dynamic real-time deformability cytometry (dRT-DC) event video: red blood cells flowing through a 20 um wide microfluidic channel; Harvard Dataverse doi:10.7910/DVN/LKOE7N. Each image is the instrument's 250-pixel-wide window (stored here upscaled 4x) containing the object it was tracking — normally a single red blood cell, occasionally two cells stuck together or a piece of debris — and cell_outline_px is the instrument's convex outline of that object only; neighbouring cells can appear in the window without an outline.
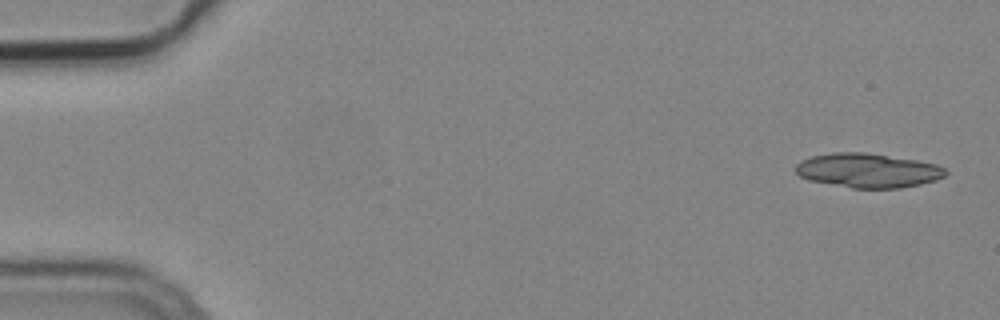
{"species": "common noctule bat (a hibernating species)", "species_latin": "Nyctalus noctula", "temperature_condition": "cold", "stored_images_in_passage": 6, "segment_of_instrument_passage": [1, 2], "camera_frame_rate_fps": 3000, "um_per_image_px": 0.085, "animal": {"sex": "male", "body_mass_g": 19.2, "forearm_length_mm": 51.8}, "frame": {"image": 1, "passage_image": 1, "time_ms": 0.0, "image_size_px": [1000, 320], "cell_outline_px": [[948, 172], [944, 176], [936, 180], [920, 184], [900, 188], [852, 188], [808, 180], [800, 176], [796, 172], [796, 164], [800, 160], [812, 156], [832, 152], [864, 152], [916, 160], [936, 164], [944, 168]], "centroid_in_image_um": [73.75, 14.49], "position_along_channel_um": 11.2, "area_um2": 29.94}}